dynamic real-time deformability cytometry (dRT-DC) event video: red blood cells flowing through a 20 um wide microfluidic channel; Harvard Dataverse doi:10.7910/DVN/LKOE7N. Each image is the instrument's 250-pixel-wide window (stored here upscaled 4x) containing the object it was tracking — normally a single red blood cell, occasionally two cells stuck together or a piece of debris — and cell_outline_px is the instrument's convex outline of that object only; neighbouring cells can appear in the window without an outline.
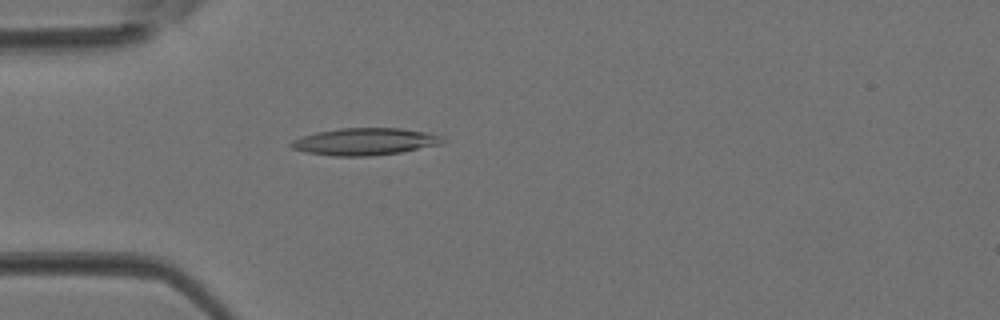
{"species": "Egyptian fruit bat (a non-hibernating species)", "species_latin": "Rousettus aegyptiacus", "temperature_condition": "room temperature", "stored_images_in_passage": 2, "camera_frame_rate_fps": 3000, "um_per_image_px": 0.085, "animal": {"sex": "female"}, "frame": {"image": 1, "passage_image": 2, "time_ms": 0.333, "image_size_px": [1000, 320], "cell_outline_px": [[448, 140], [444, 144], [400, 152], [372, 156], [332, 156], [304, 152], [292, 148], [288, 144], [292, 140], [316, 132], [340, 128], [400, 128], [428, 132], [444, 136]], "centroid_in_image_um": [31.08, 12.03], "position_along_channel_um": 53.9, "area_um2": 24.28}}